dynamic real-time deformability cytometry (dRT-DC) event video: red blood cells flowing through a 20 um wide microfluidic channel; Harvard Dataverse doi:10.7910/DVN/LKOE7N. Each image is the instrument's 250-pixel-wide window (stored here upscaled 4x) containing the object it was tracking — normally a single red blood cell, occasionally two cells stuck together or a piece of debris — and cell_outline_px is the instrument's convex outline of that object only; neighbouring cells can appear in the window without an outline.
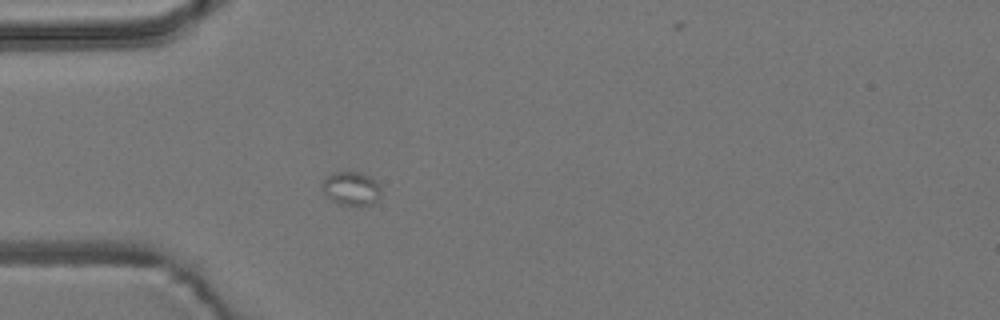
{"species": "common noctule bat (a hibernating species)", "species_latin": "Nyctalus noctula", "temperature_condition": "room temperature", "stored_images_in_passage": 3, "camera_frame_rate_fps": 3000, "um_per_image_px": 0.085, "animal": {"sex": "male", "body_mass_g": 19.2, "forearm_length_mm": 51.8}, "frame": {"image": 1, "passage_image": 3, "time_ms": 2.333, "image_size_px": [1000, 320], "cell_outline_px": [[380, 196], [372, 204], [360, 208], [352, 208], [340, 204], [332, 200], [324, 192], [320, 184], [332, 172], [360, 172], [368, 176], [380, 188]], "centroid_in_image_um": [29.84, 16.08], "position_along_channel_um": 55.2, "area_um2": 11.68}}